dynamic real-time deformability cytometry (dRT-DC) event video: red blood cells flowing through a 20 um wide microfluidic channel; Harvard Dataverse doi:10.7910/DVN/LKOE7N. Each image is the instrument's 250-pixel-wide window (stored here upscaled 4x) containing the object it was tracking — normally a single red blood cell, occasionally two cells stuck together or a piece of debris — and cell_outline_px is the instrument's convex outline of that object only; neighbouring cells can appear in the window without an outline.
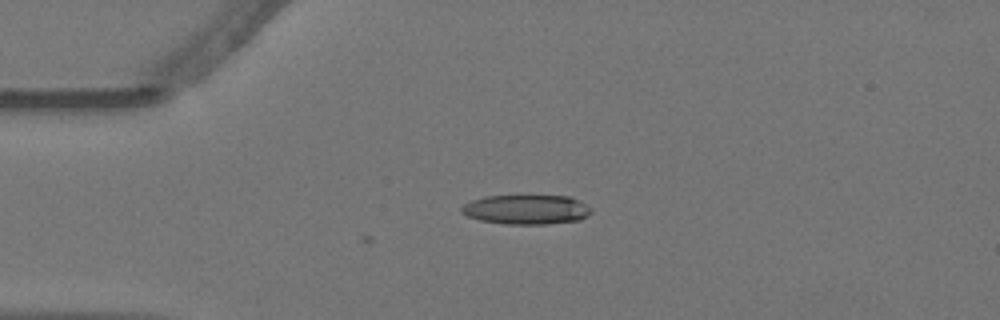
{"species": "Egyptian fruit bat (a non-hibernating species)", "species_latin": "Rousettus aegyptiacus", "temperature_condition": "warm", "stored_images_in_passage": 2, "camera_frame_rate_fps": 3000, "um_per_image_px": 0.085, "animal": {"sex": "female"}, "frame": {"image": 1, "passage_image": 2, "time_ms": 0.333, "image_size_px": [1000, 320], "cell_outline_px": [[592, 212], [588, 216], [580, 220], [548, 224], [504, 224], [480, 220], [468, 216], [460, 212], [460, 208], [464, 204], [472, 200], [484, 196], [568, 196], [592, 208]], "centroid_in_image_um": [44.73, 17.82], "position_along_channel_um": 40.3, "area_um2": 22.31}}